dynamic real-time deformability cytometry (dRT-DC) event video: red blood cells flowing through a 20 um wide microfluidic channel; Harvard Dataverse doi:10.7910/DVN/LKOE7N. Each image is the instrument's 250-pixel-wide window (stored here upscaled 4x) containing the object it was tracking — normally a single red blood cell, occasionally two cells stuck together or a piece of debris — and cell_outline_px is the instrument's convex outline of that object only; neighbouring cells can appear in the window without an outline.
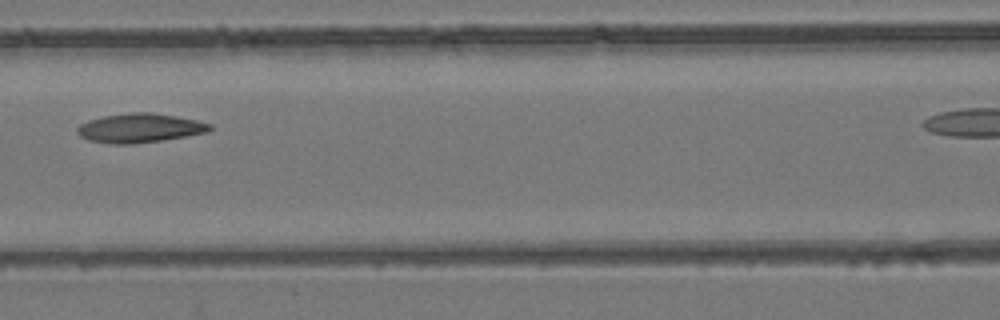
{"species": "common noctule bat (a hibernating species)", "species_latin": "Nyctalus noctula", "temperature_condition": "room temperature", "stored_images_in_passage": 5, "segment_of_instrument_passage": [1, 2], "camera_frame_rate_fps": 3000, "um_per_image_px": 0.085, "animal": {"sex": "female", "body_mass_g": 24.6, "forearm_length_mm": 56.2}, "frame": {"image": 1, "passage_image": 4, "time_ms": 1.0, "image_size_px": [1000, 320], "cell_outline_px": [[212, 128], [208, 132], [160, 140], [132, 144], [108, 144], [88, 140], [80, 136], [76, 132], [76, 128], [80, 124], [88, 120], [104, 116], [132, 112], [152, 112], [176, 116], [196, 120], [212, 124]], "centroid_in_image_um": [11.84, 10.88], "position_along_channel_um": 154.8, "area_um2": 22.48}}